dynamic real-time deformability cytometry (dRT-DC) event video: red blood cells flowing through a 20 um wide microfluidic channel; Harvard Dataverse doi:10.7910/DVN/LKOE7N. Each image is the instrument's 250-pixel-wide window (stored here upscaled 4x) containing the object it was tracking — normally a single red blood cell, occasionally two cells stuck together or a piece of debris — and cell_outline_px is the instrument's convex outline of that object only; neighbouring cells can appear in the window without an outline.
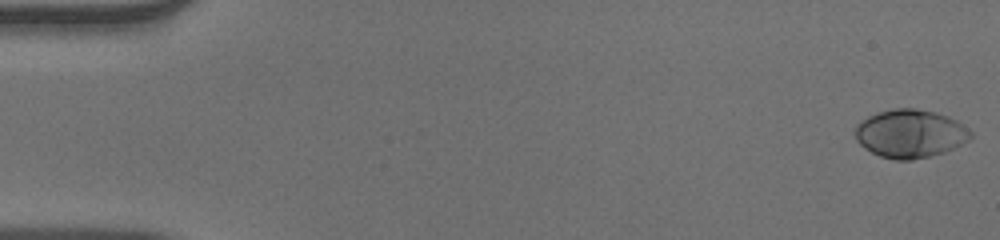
{"species": "human", "species_latin": "Homo sapiens", "temperature_condition": "warm", "stored_images_in_passage": 53, "camera_frame_rate_fps": 3000, "um_per_image_px": 0.085, "donor": {"sex": "male"}, "frame": {"image": 1, "passage_image": 1, "time_ms": 0.0, "image_size_px": [1000, 240], "cell_outline_px": [[972, 136], [968, 140], [944, 152], [912, 160], [896, 160], [880, 156], [864, 148], [856, 140], [856, 124], [868, 116], [880, 112], [896, 108], [916, 108], [936, 112], [948, 116], [956, 120], [968, 128], [972, 132]], "centroid_in_image_um": [77.36, 11.35], "position_along_channel_um": 7.6, "area_um2": 32.31}}
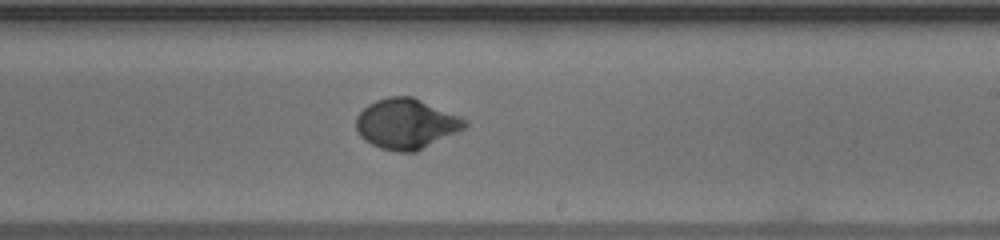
{"frame": {"image": 2, "passage_image": 32, "time_ms": 10.333, "image_size_px": [1000, 240], "cell_outline_px": [[468, 124], [464, 128], [416, 152], [396, 152], [380, 148], [364, 140], [360, 136], [356, 128], [356, 116], [368, 104], [376, 100], [388, 96], [412, 96], [460, 116]], "centroid_in_image_um": [34.49, 10.52], "position_along_channel_um": 254.5, "area_um2": 31.67}}
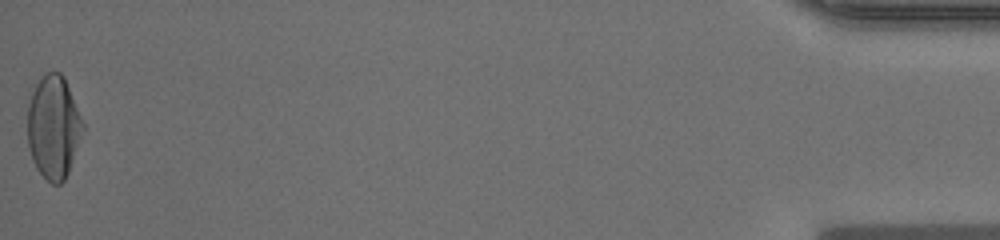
{"frame": {"image": 3, "passage_image": 53, "time_ms": 17.333, "image_size_px": [1000, 240], "cell_outline_px": [[84, 128], [68, 172], [64, 180], [60, 184], [52, 184], [36, 168], [32, 160], [28, 148], [28, 104], [32, 92], [36, 84], [44, 72], [60, 72], [64, 76], [84, 124]], "centroid_in_image_um": [4.53, 10.79], "position_along_channel_um": 430.7, "area_um2": 33.06}, "authors_computed_cell_mechanics": {"area_um2": 30.9808, "velocity_mm_per_s": 3.8969, "shape_relaxation_time_tau1_ms": 3.05, "shape_relaxation_time_tau2_ms": null, "deformation_change_tau1": 0.1851, "deformation_change_tau2": null}}